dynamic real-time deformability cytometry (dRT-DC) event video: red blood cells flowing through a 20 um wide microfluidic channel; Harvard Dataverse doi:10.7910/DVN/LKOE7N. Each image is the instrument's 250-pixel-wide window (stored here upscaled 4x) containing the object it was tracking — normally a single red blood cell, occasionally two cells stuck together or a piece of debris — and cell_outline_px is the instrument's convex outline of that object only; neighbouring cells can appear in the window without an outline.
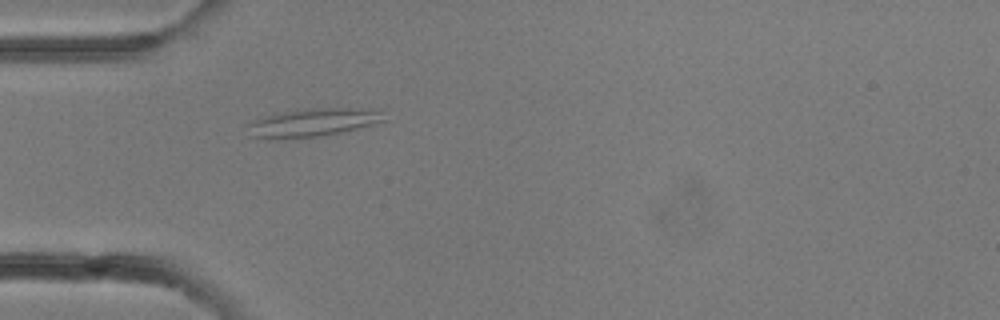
{"species": "common noctule bat (a hibernating species)", "species_latin": "Nyctalus noctula", "temperature_condition": "room temperature", "stored_images_in_passage": 5, "camera_frame_rate_fps": 3000, "um_per_image_px": 0.085, "animal": {"sex": "female"}, "frame": {"image": 1, "passage_image": 1, "time_ms": 0.0, "image_size_px": [1000, 320], "cell_outline_px": [[388, 120], [340, 132], [320, 136], [252, 136], [244, 124], [252, 120], [264, 116], [284, 112], [312, 108], [380, 108]], "centroid_in_image_um": [26.72, 10.35], "position_along_channel_um": 58.3, "area_um2": 21.73}}
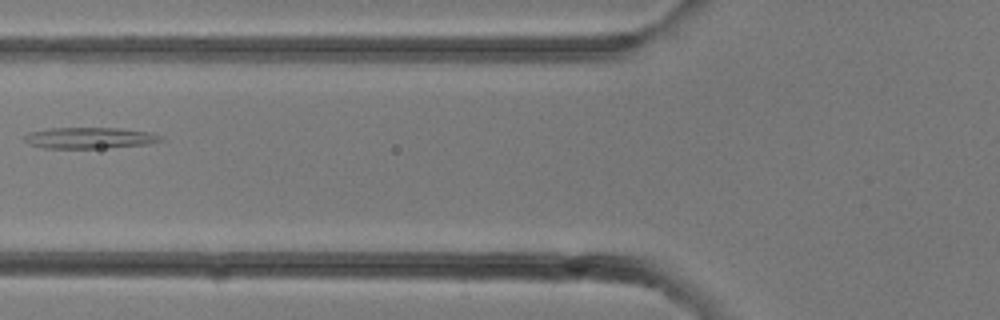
{"frame": {"image": 2, "passage_image": 4, "time_ms": 1.0, "image_size_px": [1000, 320], "cell_outline_px": [[164, 140], [148, 144], [100, 148], [44, 148], [28, 144], [24, 140], [24, 136], [28, 132], [48, 128], [120, 128], [148, 132], [164, 136]], "centroid_in_image_um": [7.6, 11.72], "position_along_channel_um": 118.2, "area_um2": 16.88}}